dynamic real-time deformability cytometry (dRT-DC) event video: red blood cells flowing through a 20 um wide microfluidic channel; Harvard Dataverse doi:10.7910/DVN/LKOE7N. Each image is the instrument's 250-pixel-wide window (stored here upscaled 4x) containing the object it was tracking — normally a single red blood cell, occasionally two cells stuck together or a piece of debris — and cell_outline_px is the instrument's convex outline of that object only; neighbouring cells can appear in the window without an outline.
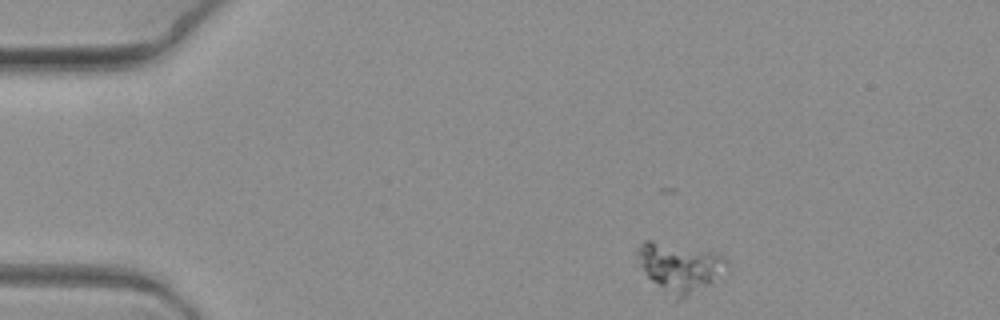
{"species": "common noctule bat (a hibernating species)", "species_latin": "Nyctalus noctula", "temperature_condition": "warm", "stored_images_in_passage": 8, "camera_frame_rate_fps": 3000, "um_per_image_px": 0.085, "animal": {"sex": "female", "body_mass_g": 19.3, "forearm_length_mm": 54.1}, "frame": {"image": 1, "passage_image": 1, "time_ms": 0.0, "image_size_px": [1000, 320], "cell_outline_px": [[728, 264], [712, 284], [680, 300], [676, 300], [664, 292], [636, 264], [636, 248], [644, 240], [652, 240], [716, 252], [724, 256]], "centroid_in_image_um": [57.73, 22.71], "position_along_channel_um": 27.3, "area_um2": 25.84}}
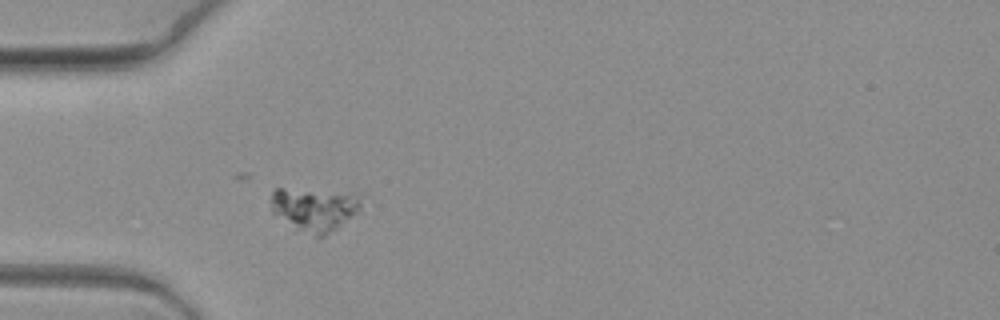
{"frame": {"image": 2, "passage_image": 4, "time_ms": 1.0, "image_size_px": [1000, 320], "cell_outline_px": [[360, 212], [320, 240], [316, 240], [296, 228], [272, 212], [272, 192], [276, 188], [284, 188], [356, 192], [360, 196]], "centroid_in_image_um": [26.8, 17.79], "position_along_channel_um": 58.2, "area_um2": 23.41}}
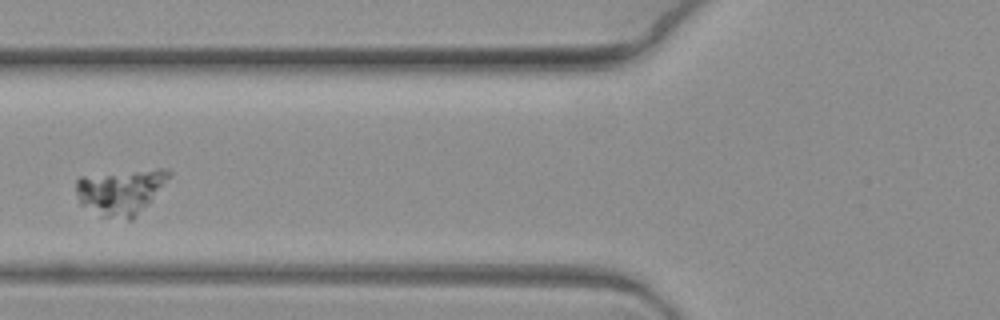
{"frame": {"image": 3, "passage_image": 6, "time_ms": 1.667, "image_size_px": [1000, 320], "cell_outline_px": [[172, 176], [152, 200], [132, 220], [128, 220], [100, 216], [80, 204], [76, 192], [76, 180], [80, 176], [156, 168], [168, 168], [172, 172]], "centroid_in_image_um": [10.29, 16.28], "position_along_channel_um": 115.5, "area_um2": 24.97}}